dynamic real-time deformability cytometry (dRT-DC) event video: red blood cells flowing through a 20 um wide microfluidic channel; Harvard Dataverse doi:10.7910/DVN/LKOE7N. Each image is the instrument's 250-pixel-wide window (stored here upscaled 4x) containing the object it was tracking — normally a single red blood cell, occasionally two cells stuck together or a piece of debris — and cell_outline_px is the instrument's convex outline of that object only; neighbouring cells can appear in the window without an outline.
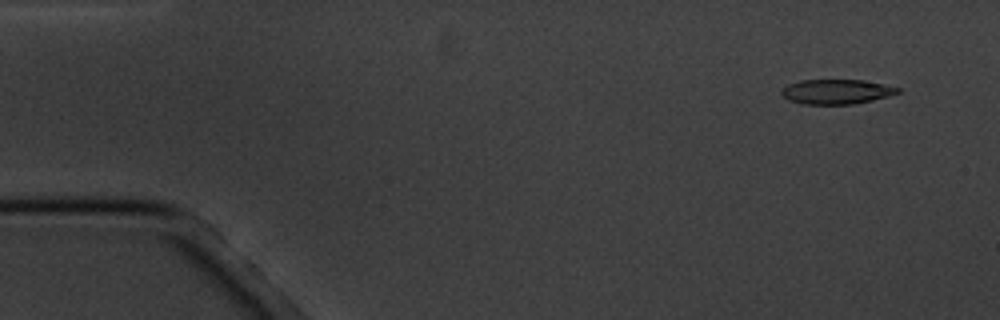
{"species": "common noctule bat (a hibernating species)", "species_latin": "Nyctalus noctula", "temperature_condition": "cold", "stored_images_in_passage": 11, "camera_frame_rate_fps": 3000, "um_per_image_px": 0.085, "animal": {"sex": "male", "body_mass_g": 20.1, "forearm_length_mm": 53.5}, "frame": {"image": 1, "passage_image": 2, "time_ms": 1.0, "image_size_px": [1000, 320], "cell_outline_px": [[900, 92], [888, 96], [872, 100], [852, 104], [804, 104], [788, 100], [780, 92], [788, 84], [800, 80], [864, 80], [884, 84], [900, 88]], "centroid_in_image_um": [71.1, 7.79], "position_along_channel_um": 13.9, "area_um2": 16.65}}
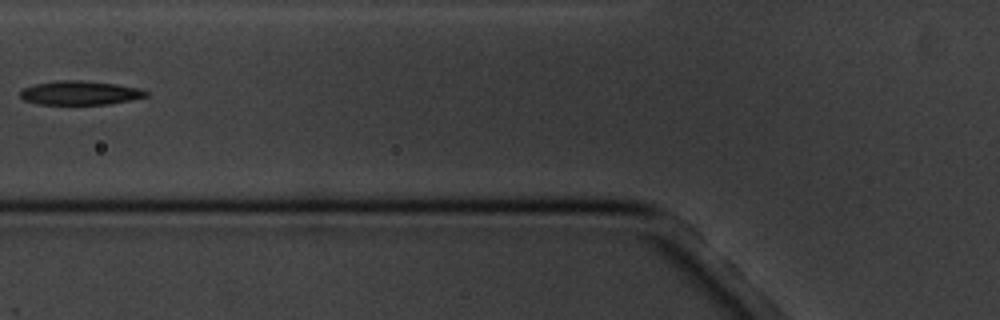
{"frame": {"image": 2, "passage_image": 7, "time_ms": 7.0, "image_size_px": [1000, 320], "cell_outline_px": [[148, 96], [132, 100], [108, 104], [36, 104], [24, 100], [20, 96], [20, 92], [24, 88], [36, 84], [60, 80], [80, 80], [116, 84], [136, 88], [148, 92]], "centroid_in_image_um": [6.79, 7.9], "position_along_channel_um": 119.0, "area_um2": 17.4}}
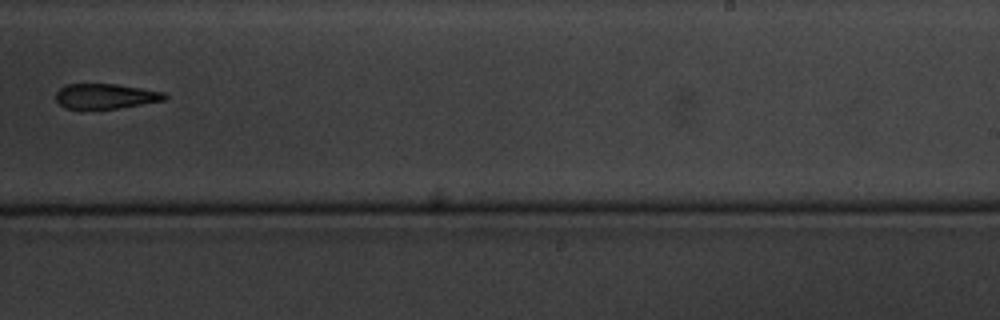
{"frame": {"image": 3, "passage_image": 11, "time_ms": 11.667, "image_size_px": [1000, 320], "cell_outline_px": [[168, 96], [164, 100], [116, 108], [64, 108], [56, 100], [56, 92], [60, 88], [68, 84], [116, 84], [164, 92]], "centroid_in_image_um": [8.95, 8.16], "position_along_channel_um": 280.0, "area_um2": 15.55}}